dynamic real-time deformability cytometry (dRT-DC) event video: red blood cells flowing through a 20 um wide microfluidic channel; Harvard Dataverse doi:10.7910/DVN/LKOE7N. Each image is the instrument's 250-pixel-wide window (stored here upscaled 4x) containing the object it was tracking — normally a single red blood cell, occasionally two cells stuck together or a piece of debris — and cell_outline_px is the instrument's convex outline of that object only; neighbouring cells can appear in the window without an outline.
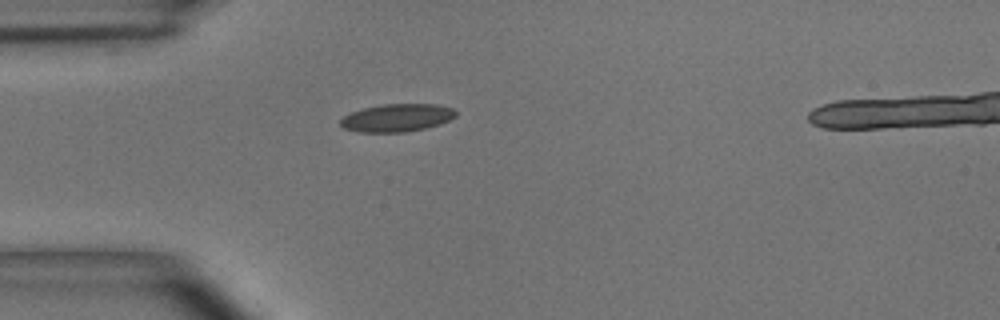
{"species": "common noctule bat (a hibernating species)", "species_latin": "Nyctalus noctula", "temperature_condition": "room temperature", "stored_images_in_passage": 1, "camera_frame_rate_fps": 3000, "um_per_image_px": 0.085, "animal": {"sex": "male", "body_mass_g": 15.6}, "frame": {"image": 1, "passage_image": 1, "time_ms": 0.0, "image_size_px": [1000, 320], "cell_outline_px": [[456, 116], [440, 124], [424, 128], [404, 132], [360, 132], [344, 128], [340, 124], [340, 120], [344, 116], [352, 112], [364, 108], [384, 104], [436, 104], [452, 108], [456, 112]], "centroid_in_image_um": [33.74, 10.01], "position_along_channel_um": 51.3, "area_um2": 18.5}}